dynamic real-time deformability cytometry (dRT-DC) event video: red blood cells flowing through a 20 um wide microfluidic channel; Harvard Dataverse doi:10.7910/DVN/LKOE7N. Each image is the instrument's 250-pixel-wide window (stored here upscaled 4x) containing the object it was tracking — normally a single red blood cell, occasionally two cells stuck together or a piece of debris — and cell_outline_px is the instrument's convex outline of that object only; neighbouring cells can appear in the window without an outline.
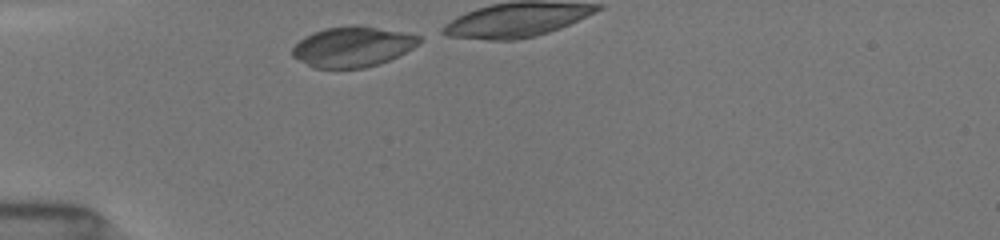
{"species": "common noctule bat (a hibernating species)", "species_latin": "Nyctalus noctula", "temperature_condition": "room temperature", "stored_images_in_passage": 7, "camera_frame_rate_fps": 3000, "um_per_image_px": 0.085, "animal": {"sex": "female", "body_mass_g": 19.5, "forearm_length_mm": 54.1}, "frame": {"image": 1, "passage_image": 1, "time_ms": 0.0, "image_size_px": [1000, 240], "cell_outline_px": [[420, 44], [380, 64], [364, 68], [316, 68], [292, 56], [292, 48], [304, 36], [312, 32], [324, 28], [352, 24], [360, 24], [404, 32], [420, 36]], "centroid_in_image_um": [29.97, 3.95], "position_along_channel_um": 55.0, "area_um2": 29.88}}
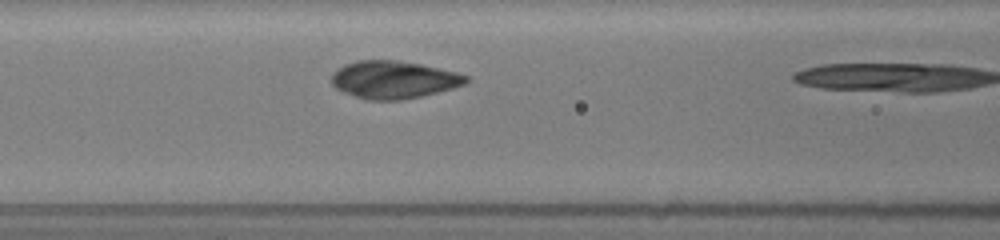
{"frame": {"image": 2, "passage_image": 6, "time_ms": 2.333, "image_size_px": [1000, 240], "cell_outline_px": [[468, 80], [464, 84], [452, 88], [420, 96], [400, 100], [368, 100], [344, 92], [336, 88], [332, 84], [332, 72], [336, 68], [344, 64], [356, 60], [396, 60], [420, 64], [456, 72], [468, 76]], "centroid_in_image_um": [33.42, 6.76], "position_along_channel_um": 133.2, "area_um2": 29.3}}